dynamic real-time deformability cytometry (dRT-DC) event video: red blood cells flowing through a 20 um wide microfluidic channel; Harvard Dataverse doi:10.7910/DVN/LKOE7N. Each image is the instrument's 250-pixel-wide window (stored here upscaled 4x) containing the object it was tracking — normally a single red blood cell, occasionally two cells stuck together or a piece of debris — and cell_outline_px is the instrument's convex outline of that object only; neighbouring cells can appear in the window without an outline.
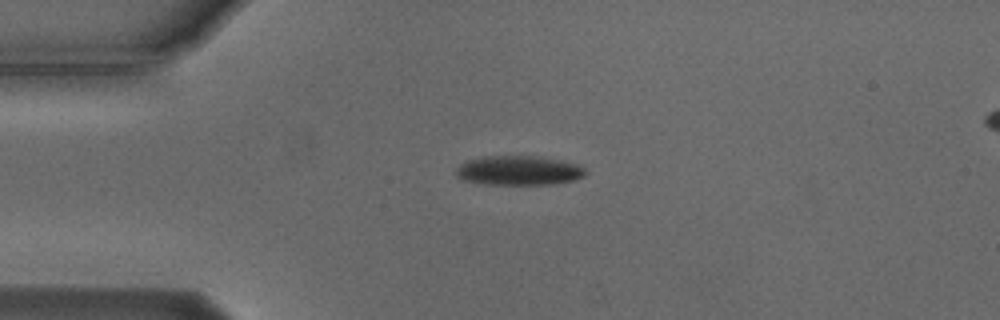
{"species": "Egyptian fruit bat (a non-hibernating species)", "species_latin": "Rousettus aegyptiacus", "temperature_condition": "cold", "stored_images_in_passage": 42, "camera_frame_rate_fps": 3000, "um_per_image_px": 0.085, "animal": {"sex": "male"}, "frame": {"image": 1, "passage_image": 1, "time_ms": 0.0, "image_size_px": [1000, 320], "cell_outline_px": [[588, 172], [584, 176], [576, 180], [552, 184], [484, 184], [460, 180], [456, 176], [456, 168], [460, 164], [468, 160], [484, 156], [540, 156], [560, 160], [576, 164], [584, 168]], "centroid_in_image_um": [44.08, 14.49], "position_along_channel_um": 40.9, "area_um2": 22.37}}
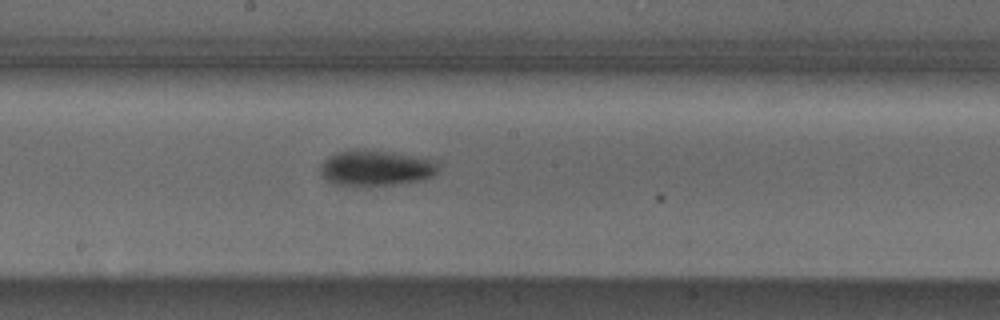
{"frame": {"image": 2, "passage_image": 17, "time_ms": 5.333, "image_size_px": [1000, 320], "cell_outline_px": [[440, 168], [432, 176], [424, 180], [392, 184], [332, 184], [320, 172], [320, 164], [328, 156], [336, 152], [352, 148], [364, 148], [392, 152], [436, 160]], "centroid_in_image_um": [31.95, 14.23], "position_along_channel_um": 216.3, "area_um2": 24.51}}
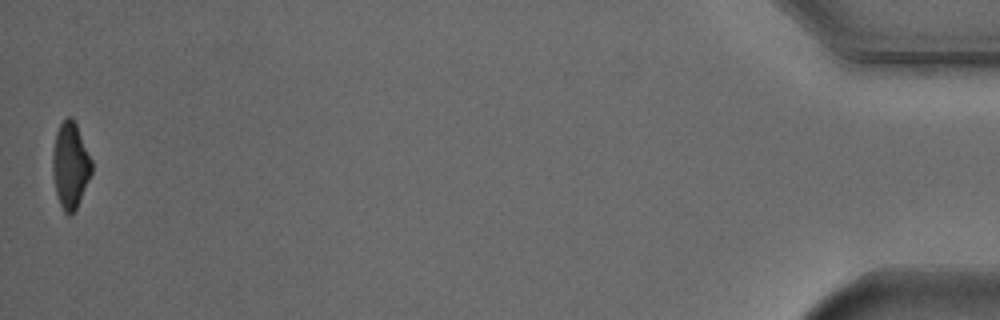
{"frame": {"image": 3, "passage_image": 42, "time_ms": 13.667, "image_size_px": [1000, 320], "cell_outline_px": [[92, 172], [80, 200], [76, 208], [68, 216], [64, 212], [60, 204], [56, 192], [52, 172], [52, 152], [56, 132], [60, 124], [68, 116], [72, 116], [76, 124], [92, 160]], "centroid_in_image_um": [5.97, 14.04], "position_along_channel_um": 429.2, "area_um2": 19.48}, "authors_computed_cell_mechanics": {"area_um2": 23.0044, "velocity_mm_per_s": 3.7651, "shape_relaxation_time_tau1_ms": 2.5093, "shape_relaxation_time_tau2_ms": null, "deformation_change_tau1": 0.1052, "deformation_change_tau2": null}}